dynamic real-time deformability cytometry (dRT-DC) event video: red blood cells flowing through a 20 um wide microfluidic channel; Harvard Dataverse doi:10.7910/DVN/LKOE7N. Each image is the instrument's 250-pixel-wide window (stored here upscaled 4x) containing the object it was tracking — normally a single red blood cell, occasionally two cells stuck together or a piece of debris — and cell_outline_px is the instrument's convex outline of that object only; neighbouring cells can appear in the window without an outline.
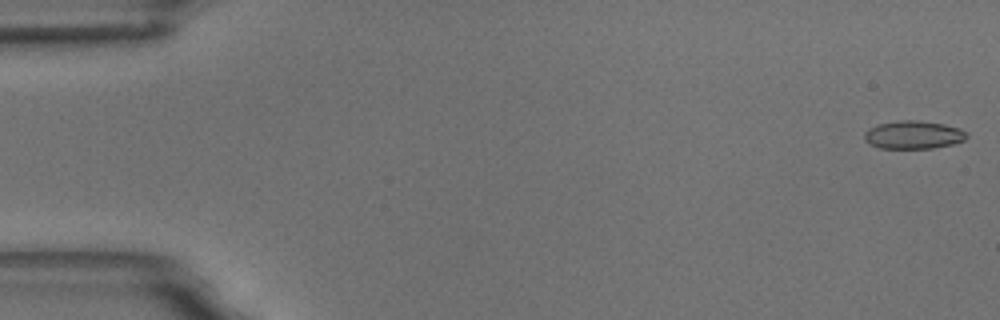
{"species": "common noctule bat (a hibernating species)", "species_latin": "Nyctalus noctula", "temperature_condition": "room temperature", "stored_images_in_passage": 11, "camera_frame_rate_fps": 3000, "um_per_image_px": 0.085, "animal": {"sex": "male", "body_mass_g": 18.8}, "frame": {"image": 1, "passage_image": 1, "time_ms": 0.0, "image_size_px": [1000, 320], "cell_outline_px": [[968, 136], [964, 140], [952, 144], [932, 148], [880, 148], [868, 144], [864, 140], [864, 132], [868, 128], [876, 124], [900, 120], [916, 120], [944, 124], [960, 128], [968, 132]], "centroid_in_image_um": [77.61, 11.45], "position_along_channel_um": 7.4, "area_um2": 16.94}}